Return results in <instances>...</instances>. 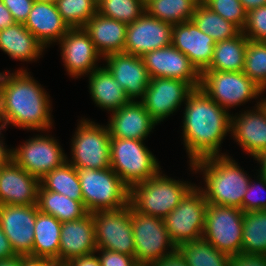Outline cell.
I'll return each mask as SVG.
<instances>
[{"label": "cell", "mask_w": 266, "mask_h": 266, "mask_svg": "<svg viewBox=\"0 0 266 266\" xmlns=\"http://www.w3.org/2000/svg\"><path fill=\"white\" fill-rule=\"evenodd\" d=\"M183 116V140L191 164L219 153L221 143L230 133L231 114L211 99L202 89L188 95Z\"/></svg>", "instance_id": "cell-1"}, {"label": "cell", "mask_w": 266, "mask_h": 266, "mask_svg": "<svg viewBox=\"0 0 266 266\" xmlns=\"http://www.w3.org/2000/svg\"><path fill=\"white\" fill-rule=\"evenodd\" d=\"M22 68L1 73L3 129L8 124L22 129L48 131L52 127L49 96Z\"/></svg>", "instance_id": "cell-2"}, {"label": "cell", "mask_w": 266, "mask_h": 266, "mask_svg": "<svg viewBox=\"0 0 266 266\" xmlns=\"http://www.w3.org/2000/svg\"><path fill=\"white\" fill-rule=\"evenodd\" d=\"M189 165L192 171L203 172L206 183L201 190L207 203L243 211V198L251 179L231 156L208 157Z\"/></svg>", "instance_id": "cell-3"}, {"label": "cell", "mask_w": 266, "mask_h": 266, "mask_svg": "<svg viewBox=\"0 0 266 266\" xmlns=\"http://www.w3.org/2000/svg\"><path fill=\"white\" fill-rule=\"evenodd\" d=\"M161 173L159 171L154 177L134 184L130 188L129 204L139 213L163 219L195 184L171 179Z\"/></svg>", "instance_id": "cell-4"}, {"label": "cell", "mask_w": 266, "mask_h": 266, "mask_svg": "<svg viewBox=\"0 0 266 266\" xmlns=\"http://www.w3.org/2000/svg\"><path fill=\"white\" fill-rule=\"evenodd\" d=\"M83 205L88 213L120 209L129 205L130 188L112 170L77 169Z\"/></svg>", "instance_id": "cell-5"}, {"label": "cell", "mask_w": 266, "mask_h": 266, "mask_svg": "<svg viewBox=\"0 0 266 266\" xmlns=\"http://www.w3.org/2000/svg\"><path fill=\"white\" fill-rule=\"evenodd\" d=\"M144 140L111 138L110 167L131 188L154 177L161 169Z\"/></svg>", "instance_id": "cell-6"}, {"label": "cell", "mask_w": 266, "mask_h": 266, "mask_svg": "<svg viewBox=\"0 0 266 266\" xmlns=\"http://www.w3.org/2000/svg\"><path fill=\"white\" fill-rule=\"evenodd\" d=\"M130 216L135 244L134 257L140 266L153 265L177 251L162 218L139 213L131 205Z\"/></svg>", "instance_id": "cell-7"}, {"label": "cell", "mask_w": 266, "mask_h": 266, "mask_svg": "<svg viewBox=\"0 0 266 266\" xmlns=\"http://www.w3.org/2000/svg\"><path fill=\"white\" fill-rule=\"evenodd\" d=\"M199 88L225 110L258 98L264 92L243 71L204 70Z\"/></svg>", "instance_id": "cell-8"}, {"label": "cell", "mask_w": 266, "mask_h": 266, "mask_svg": "<svg viewBox=\"0 0 266 266\" xmlns=\"http://www.w3.org/2000/svg\"><path fill=\"white\" fill-rule=\"evenodd\" d=\"M71 155L67 160L76 169H106L110 167V134L106 126L88 119L80 120L72 137Z\"/></svg>", "instance_id": "cell-9"}, {"label": "cell", "mask_w": 266, "mask_h": 266, "mask_svg": "<svg viewBox=\"0 0 266 266\" xmlns=\"http://www.w3.org/2000/svg\"><path fill=\"white\" fill-rule=\"evenodd\" d=\"M244 212L237 207L208 203L202 237L219 251L234 256L242 252Z\"/></svg>", "instance_id": "cell-10"}, {"label": "cell", "mask_w": 266, "mask_h": 266, "mask_svg": "<svg viewBox=\"0 0 266 266\" xmlns=\"http://www.w3.org/2000/svg\"><path fill=\"white\" fill-rule=\"evenodd\" d=\"M207 205L203 191L195 185L177 207L163 218L176 247L202 238Z\"/></svg>", "instance_id": "cell-11"}, {"label": "cell", "mask_w": 266, "mask_h": 266, "mask_svg": "<svg viewBox=\"0 0 266 266\" xmlns=\"http://www.w3.org/2000/svg\"><path fill=\"white\" fill-rule=\"evenodd\" d=\"M97 248L135 255L130 204L120 209L92 212Z\"/></svg>", "instance_id": "cell-12"}, {"label": "cell", "mask_w": 266, "mask_h": 266, "mask_svg": "<svg viewBox=\"0 0 266 266\" xmlns=\"http://www.w3.org/2000/svg\"><path fill=\"white\" fill-rule=\"evenodd\" d=\"M54 137L36 135L13 148L12 160L29 174L41 179L68 159Z\"/></svg>", "instance_id": "cell-13"}, {"label": "cell", "mask_w": 266, "mask_h": 266, "mask_svg": "<svg viewBox=\"0 0 266 266\" xmlns=\"http://www.w3.org/2000/svg\"><path fill=\"white\" fill-rule=\"evenodd\" d=\"M193 88L182 80L165 77L151 78L140 101L158 124L179 109Z\"/></svg>", "instance_id": "cell-14"}, {"label": "cell", "mask_w": 266, "mask_h": 266, "mask_svg": "<svg viewBox=\"0 0 266 266\" xmlns=\"http://www.w3.org/2000/svg\"><path fill=\"white\" fill-rule=\"evenodd\" d=\"M173 25L150 16L145 12L127 25L124 52L143 57L153 50L172 43Z\"/></svg>", "instance_id": "cell-15"}, {"label": "cell", "mask_w": 266, "mask_h": 266, "mask_svg": "<svg viewBox=\"0 0 266 266\" xmlns=\"http://www.w3.org/2000/svg\"><path fill=\"white\" fill-rule=\"evenodd\" d=\"M37 205H0V225L16 255L31 256Z\"/></svg>", "instance_id": "cell-16"}, {"label": "cell", "mask_w": 266, "mask_h": 266, "mask_svg": "<svg viewBox=\"0 0 266 266\" xmlns=\"http://www.w3.org/2000/svg\"><path fill=\"white\" fill-rule=\"evenodd\" d=\"M142 58L151 78L178 79L187 82L193 89L199 88L201 73L172 44L148 52Z\"/></svg>", "instance_id": "cell-17"}, {"label": "cell", "mask_w": 266, "mask_h": 266, "mask_svg": "<svg viewBox=\"0 0 266 266\" xmlns=\"http://www.w3.org/2000/svg\"><path fill=\"white\" fill-rule=\"evenodd\" d=\"M66 71L72 77L88 75L98 68L100 55L84 28H70L58 41Z\"/></svg>", "instance_id": "cell-18"}, {"label": "cell", "mask_w": 266, "mask_h": 266, "mask_svg": "<svg viewBox=\"0 0 266 266\" xmlns=\"http://www.w3.org/2000/svg\"><path fill=\"white\" fill-rule=\"evenodd\" d=\"M103 59L107 62L105 67L120 83L130 100L144 97L151 77L142 57L120 52Z\"/></svg>", "instance_id": "cell-19"}, {"label": "cell", "mask_w": 266, "mask_h": 266, "mask_svg": "<svg viewBox=\"0 0 266 266\" xmlns=\"http://www.w3.org/2000/svg\"><path fill=\"white\" fill-rule=\"evenodd\" d=\"M40 179L12 159L0 167V205H37Z\"/></svg>", "instance_id": "cell-20"}, {"label": "cell", "mask_w": 266, "mask_h": 266, "mask_svg": "<svg viewBox=\"0 0 266 266\" xmlns=\"http://www.w3.org/2000/svg\"><path fill=\"white\" fill-rule=\"evenodd\" d=\"M97 250L94 222L91 213L84 217L63 222L60 232L59 265L66 264L69 260L84 255H89Z\"/></svg>", "instance_id": "cell-21"}, {"label": "cell", "mask_w": 266, "mask_h": 266, "mask_svg": "<svg viewBox=\"0 0 266 266\" xmlns=\"http://www.w3.org/2000/svg\"><path fill=\"white\" fill-rule=\"evenodd\" d=\"M215 43L192 20L173 25L171 44L185 54L200 73L210 65Z\"/></svg>", "instance_id": "cell-22"}, {"label": "cell", "mask_w": 266, "mask_h": 266, "mask_svg": "<svg viewBox=\"0 0 266 266\" xmlns=\"http://www.w3.org/2000/svg\"><path fill=\"white\" fill-rule=\"evenodd\" d=\"M261 101L252 111H244L238 117L231 115V135L253 158L266 150V107Z\"/></svg>", "instance_id": "cell-23"}, {"label": "cell", "mask_w": 266, "mask_h": 266, "mask_svg": "<svg viewBox=\"0 0 266 266\" xmlns=\"http://www.w3.org/2000/svg\"><path fill=\"white\" fill-rule=\"evenodd\" d=\"M107 125L111 138L145 140L157 123L141 101L130 100L112 111Z\"/></svg>", "instance_id": "cell-24"}, {"label": "cell", "mask_w": 266, "mask_h": 266, "mask_svg": "<svg viewBox=\"0 0 266 266\" xmlns=\"http://www.w3.org/2000/svg\"><path fill=\"white\" fill-rule=\"evenodd\" d=\"M24 26L46 48L58 42L70 29L63 21L56 4L34 1Z\"/></svg>", "instance_id": "cell-25"}, {"label": "cell", "mask_w": 266, "mask_h": 266, "mask_svg": "<svg viewBox=\"0 0 266 266\" xmlns=\"http://www.w3.org/2000/svg\"><path fill=\"white\" fill-rule=\"evenodd\" d=\"M83 28L89 34L101 59L110 54L124 52L127 30L125 23L97 12Z\"/></svg>", "instance_id": "cell-26"}, {"label": "cell", "mask_w": 266, "mask_h": 266, "mask_svg": "<svg viewBox=\"0 0 266 266\" xmlns=\"http://www.w3.org/2000/svg\"><path fill=\"white\" fill-rule=\"evenodd\" d=\"M45 47L24 26L23 23H14L0 31V50L12 59L20 61H35L40 58Z\"/></svg>", "instance_id": "cell-27"}, {"label": "cell", "mask_w": 266, "mask_h": 266, "mask_svg": "<svg viewBox=\"0 0 266 266\" xmlns=\"http://www.w3.org/2000/svg\"><path fill=\"white\" fill-rule=\"evenodd\" d=\"M89 90L95 104L111 112L130 101L120 83L106 67L100 66L90 73Z\"/></svg>", "instance_id": "cell-28"}, {"label": "cell", "mask_w": 266, "mask_h": 266, "mask_svg": "<svg viewBox=\"0 0 266 266\" xmlns=\"http://www.w3.org/2000/svg\"><path fill=\"white\" fill-rule=\"evenodd\" d=\"M61 226L62 223L54 216L37 212L32 257L54 261L59 259Z\"/></svg>", "instance_id": "cell-29"}, {"label": "cell", "mask_w": 266, "mask_h": 266, "mask_svg": "<svg viewBox=\"0 0 266 266\" xmlns=\"http://www.w3.org/2000/svg\"><path fill=\"white\" fill-rule=\"evenodd\" d=\"M37 206L40 212L54 216L61 223L80 219L88 213L83 201L72 200L60 193L46 190L41 184Z\"/></svg>", "instance_id": "cell-30"}, {"label": "cell", "mask_w": 266, "mask_h": 266, "mask_svg": "<svg viewBox=\"0 0 266 266\" xmlns=\"http://www.w3.org/2000/svg\"><path fill=\"white\" fill-rule=\"evenodd\" d=\"M247 44L248 39L242 32L236 37L216 42L212 61L205 70L243 71Z\"/></svg>", "instance_id": "cell-31"}, {"label": "cell", "mask_w": 266, "mask_h": 266, "mask_svg": "<svg viewBox=\"0 0 266 266\" xmlns=\"http://www.w3.org/2000/svg\"><path fill=\"white\" fill-rule=\"evenodd\" d=\"M192 21L215 42L228 40L242 32L235 24L213 12L201 1L196 5Z\"/></svg>", "instance_id": "cell-32"}, {"label": "cell", "mask_w": 266, "mask_h": 266, "mask_svg": "<svg viewBox=\"0 0 266 266\" xmlns=\"http://www.w3.org/2000/svg\"><path fill=\"white\" fill-rule=\"evenodd\" d=\"M187 266H228L230 256L216 249L203 237L177 247Z\"/></svg>", "instance_id": "cell-33"}, {"label": "cell", "mask_w": 266, "mask_h": 266, "mask_svg": "<svg viewBox=\"0 0 266 266\" xmlns=\"http://www.w3.org/2000/svg\"><path fill=\"white\" fill-rule=\"evenodd\" d=\"M40 184L49 191L57 192L72 200L83 201L77 169L66 161L40 179Z\"/></svg>", "instance_id": "cell-34"}, {"label": "cell", "mask_w": 266, "mask_h": 266, "mask_svg": "<svg viewBox=\"0 0 266 266\" xmlns=\"http://www.w3.org/2000/svg\"><path fill=\"white\" fill-rule=\"evenodd\" d=\"M243 254H266V210L243 214Z\"/></svg>", "instance_id": "cell-35"}, {"label": "cell", "mask_w": 266, "mask_h": 266, "mask_svg": "<svg viewBox=\"0 0 266 266\" xmlns=\"http://www.w3.org/2000/svg\"><path fill=\"white\" fill-rule=\"evenodd\" d=\"M201 0H149L146 12L172 25L191 21L196 5Z\"/></svg>", "instance_id": "cell-36"}, {"label": "cell", "mask_w": 266, "mask_h": 266, "mask_svg": "<svg viewBox=\"0 0 266 266\" xmlns=\"http://www.w3.org/2000/svg\"><path fill=\"white\" fill-rule=\"evenodd\" d=\"M97 12L128 25L141 17L146 10L144 0H98Z\"/></svg>", "instance_id": "cell-37"}, {"label": "cell", "mask_w": 266, "mask_h": 266, "mask_svg": "<svg viewBox=\"0 0 266 266\" xmlns=\"http://www.w3.org/2000/svg\"><path fill=\"white\" fill-rule=\"evenodd\" d=\"M98 0H57L56 6L69 28H83L97 13Z\"/></svg>", "instance_id": "cell-38"}, {"label": "cell", "mask_w": 266, "mask_h": 266, "mask_svg": "<svg viewBox=\"0 0 266 266\" xmlns=\"http://www.w3.org/2000/svg\"><path fill=\"white\" fill-rule=\"evenodd\" d=\"M243 72L266 90V42L248 40Z\"/></svg>", "instance_id": "cell-39"}, {"label": "cell", "mask_w": 266, "mask_h": 266, "mask_svg": "<svg viewBox=\"0 0 266 266\" xmlns=\"http://www.w3.org/2000/svg\"><path fill=\"white\" fill-rule=\"evenodd\" d=\"M213 12L235 24L241 31L247 21V11L240 0H201Z\"/></svg>", "instance_id": "cell-40"}, {"label": "cell", "mask_w": 266, "mask_h": 266, "mask_svg": "<svg viewBox=\"0 0 266 266\" xmlns=\"http://www.w3.org/2000/svg\"><path fill=\"white\" fill-rule=\"evenodd\" d=\"M242 33L248 40L266 42V5L247 12V21Z\"/></svg>", "instance_id": "cell-41"}, {"label": "cell", "mask_w": 266, "mask_h": 266, "mask_svg": "<svg viewBox=\"0 0 266 266\" xmlns=\"http://www.w3.org/2000/svg\"><path fill=\"white\" fill-rule=\"evenodd\" d=\"M258 177V184L250 181L248 185L247 191L243 198V212L266 210V198H263V195L261 196V194L265 191L264 189H266V178L262 175H258ZM257 191L263 192L259 194Z\"/></svg>", "instance_id": "cell-42"}, {"label": "cell", "mask_w": 266, "mask_h": 266, "mask_svg": "<svg viewBox=\"0 0 266 266\" xmlns=\"http://www.w3.org/2000/svg\"><path fill=\"white\" fill-rule=\"evenodd\" d=\"M95 252L101 253L98 256L101 266H140L134 256L100 248Z\"/></svg>", "instance_id": "cell-43"}, {"label": "cell", "mask_w": 266, "mask_h": 266, "mask_svg": "<svg viewBox=\"0 0 266 266\" xmlns=\"http://www.w3.org/2000/svg\"><path fill=\"white\" fill-rule=\"evenodd\" d=\"M35 0H2L16 23H25Z\"/></svg>", "instance_id": "cell-44"}, {"label": "cell", "mask_w": 266, "mask_h": 266, "mask_svg": "<svg viewBox=\"0 0 266 266\" xmlns=\"http://www.w3.org/2000/svg\"><path fill=\"white\" fill-rule=\"evenodd\" d=\"M96 252L84 255L80 257H75L69 260L65 266H101L98 256L95 255Z\"/></svg>", "instance_id": "cell-45"}, {"label": "cell", "mask_w": 266, "mask_h": 266, "mask_svg": "<svg viewBox=\"0 0 266 266\" xmlns=\"http://www.w3.org/2000/svg\"><path fill=\"white\" fill-rule=\"evenodd\" d=\"M16 256V253L11 247L9 239L5 235L0 225V260H7Z\"/></svg>", "instance_id": "cell-46"}, {"label": "cell", "mask_w": 266, "mask_h": 266, "mask_svg": "<svg viewBox=\"0 0 266 266\" xmlns=\"http://www.w3.org/2000/svg\"><path fill=\"white\" fill-rule=\"evenodd\" d=\"M150 266H187V263L180 253L176 251L172 255H168L159 262Z\"/></svg>", "instance_id": "cell-47"}, {"label": "cell", "mask_w": 266, "mask_h": 266, "mask_svg": "<svg viewBox=\"0 0 266 266\" xmlns=\"http://www.w3.org/2000/svg\"><path fill=\"white\" fill-rule=\"evenodd\" d=\"M59 264L47 258H35L31 256H23L22 266H58Z\"/></svg>", "instance_id": "cell-48"}, {"label": "cell", "mask_w": 266, "mask_h": 266, "mask_svg": "<svg viewBox=\"0 0 266 266\" xmlns=\"http://www.w3.org/2000/svg\"><path fill=\"white\" fill-rule=\"evenodd\" d=\"M15 23L9 9L0 0V31Z\"/></svg>", "instance_id": "cell-49"}, {"label": "cell", "mask_w": 266, "mask_h": 266, "mask_svg": "<svg viewBox=\"0 0 266 266\" xmlns=\"http://www.w3.org/2000/svg\"><path fill=\"white\" fill-rule=\"evenodd\" d=\"M1 130H3V128H0V138L3 137L1 136ZM4 145L2 139H0V167L5 166L12 159V149H6Z\"/></svg>", "instance_id": "cell-50"}, {"label": "cell", "mask_w": 266, "mask_h": 266, "mask_svg": "<svg viewBox=\"0 0 266 266\" xmlns=\"http://www.w3.org/2000/svg\"><path fill=\"white\" fill-rule=\"evenodd\" d=\"M240 2L247 12L253 9H257L260 6L266 5V0H240Z\"/></svg>", "instance_id": "cell-51"}, {"label": "cell", "mask_w": 266, "mask_h": 266, "mask_svg": "<svg viewBox=\"0 0 266 266\" xmlns=\"http://www.w3.org/2000/svg\"><path fill=\"white\" fill-rule=\"evenodd\" d=\"M23 255H16L7 260H0V266H22Z\"/></svg>", "instance_id": "cell-52"}, {"label": "cell", "mask_w": 266, "mask_h": 266, "mask_svg": "<svg viewBox=\"0 0 266 266\" xmlns=\"http://www.w3.org/2000/svg\"><path fill=\"white\" fill-rule=\"evenodd\" d=\"M254 159L261 165L259 174L266 178V150L260 152Z\"/></svg>", "instance_id": "cell-53"}, {"label": "cell", "mask_w": 266, "mask_h": 266, "mask_svg": "<svg viewBox=\"0 0 266 266\" xmlns=\"http://www.w3.org/2000/svg\"><path fill=\"white\" fill-rule=\"evenodd\" d=\"M0 128H3L1 73H0Z\"/></svg>", "instance_id": "cell-54"}, {"label": "cell", "mask_w": 266, "mask_h": 266, "mask_svg": "<svg viewBox=\"0 0 266 266\" xmlns=\"http://www.w3.org/2000/svg\"><path fill=\"white\" fill-rule=\"evenodd\" d=\"M37 2L56 4L57 0H35Z\"/></svg>", "instance_id": "cell-55"}, {"label": "cell", "mask_w": 266, "mask_h": 266, "mask_svg": "<svg viewBox=\"0 0 266 266\" xmlns=\"http://www.w3.org/2000/svg\"><path fill=\"white\" fill-rule=\"evenodd\" d=\"M262 104L266 107V98L265 99H261Z\"/></svg>", "instance_id": "cell-56"}]
</instances>
